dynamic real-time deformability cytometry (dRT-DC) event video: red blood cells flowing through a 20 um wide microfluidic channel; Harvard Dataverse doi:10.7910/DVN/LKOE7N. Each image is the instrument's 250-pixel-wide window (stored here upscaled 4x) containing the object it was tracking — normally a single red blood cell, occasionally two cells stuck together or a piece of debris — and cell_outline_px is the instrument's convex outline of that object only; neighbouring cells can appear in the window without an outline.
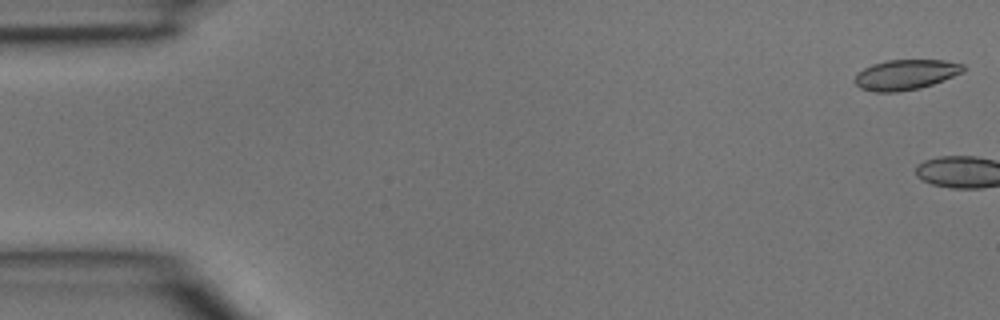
{"species": "common noctule bat (a hibernating species)", "species_latin": "Nyctalus noctula", "temperature_condition": "room temperature", "stored_images_in_passage": 6, "camera_frame_rate_fps": 3000, "um_per_image_px": 0.085, "animal": {"sex": "male", "body_mass_g": 15.6}, "frame": {"image": 1, "passage_image": 1, "time_ms": 0.0, "image_size_px": [1000, 320], "cell_outline_px": [[964, 72], [944, 80], [920, 88], [896, 92], [876, 92], [860, 88], [852, 80], [856, 72], [872, 64], [888, 60], [944, 60], [964, 64]], "centroid_in_image_um": [76.95, 6.34], "position_along_channel_um": 8.0, "area_um2": 19.25}}
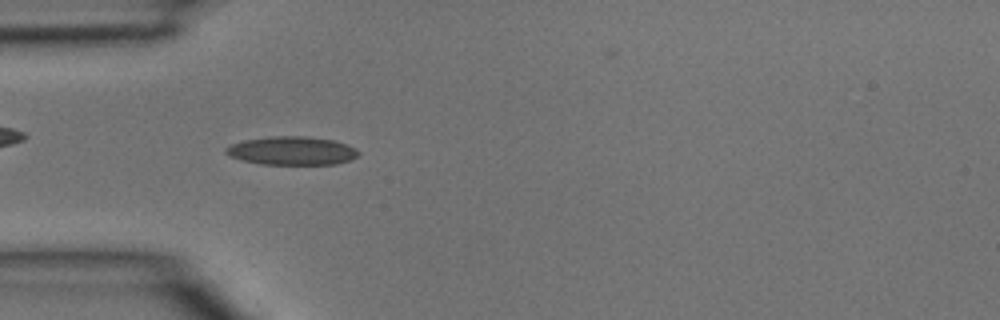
{"frame": {"image": 2, "passage_image": 5, "time_ms": 1.333, "image_size_px": [1000, 320], "cell_outline_px": [[360, 152], [352, 160], [336, 164], [260, 164], [240, 160], [228, 156], [224, 152], [224, 148], [232, 144], [244, 140], [268, 136], [304, 136], [332, 140], [356, 148]], "centroid_in_image_um": [24.76, 12.82], "position_along_channel_um": 60.2, "area_um2": 22.08}}